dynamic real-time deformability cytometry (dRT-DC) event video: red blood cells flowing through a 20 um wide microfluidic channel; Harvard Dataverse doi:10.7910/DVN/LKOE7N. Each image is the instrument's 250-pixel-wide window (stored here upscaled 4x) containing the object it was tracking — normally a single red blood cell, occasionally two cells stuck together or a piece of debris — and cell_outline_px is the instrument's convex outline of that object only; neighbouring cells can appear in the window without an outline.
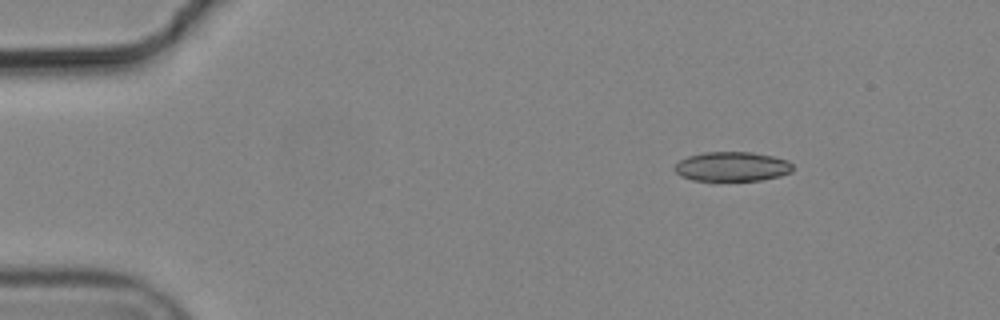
{"species": "common noctule bat (a hibernating species)", "species_latin": "Nyctalus noctula", "temperature_condition": "cold", "stored_images_in_passage": 6, "camera_frame_rate_fps": 3000, "um_per_image_px": 0.085, "animal": {"sex": "male", "body_mass_g": 19.2, "forearm_length_mm": 51.8}, "frame": {"image": 1, "passage_image": 1, "time_ms": 0.0, "image_size_px": [1000, 320], "cell_outline_px": [[792, 172], [780, 176], [760, 180], [712, 184], [692, 180], [680, 176], [676, 172], [676, 164], [680, 160], [688, 156], [704, 152], [752, 152], [772, 156], [788, 160], [792, 164]], "centroid_in_image_um": [62.2, 14.21], "position_along_channel_um": 22.8, "area_um2": 21.15}}
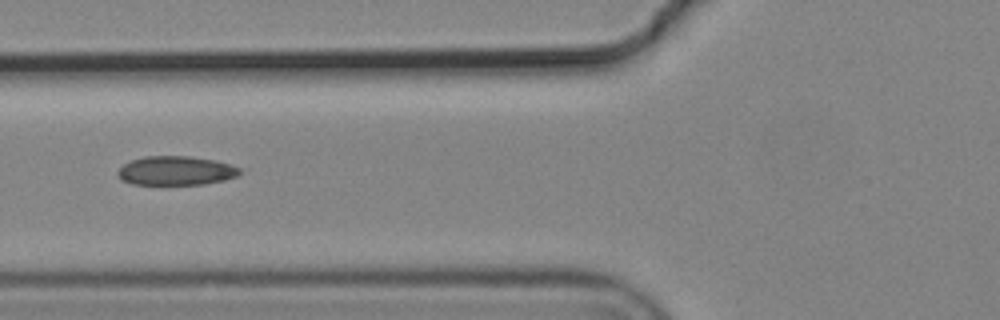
{"frame": {"image": 2, "passage_image": 5, "time_ms": 1.333, "image_size_px": [1000, 320], "cell_outline_px": [[240, 172], [236, 176], [224, 180], [204, 184], [132, 184], [120, 180], [116, 172], [124, 164], [132, 160], [144, 156], [192, 156], [216, 160], [232, 164], [240, 168]], "centroid_in_image_um": [14.95, 14.5], "position_along_channel_um": 110.9, "area_um2": 20.75}}
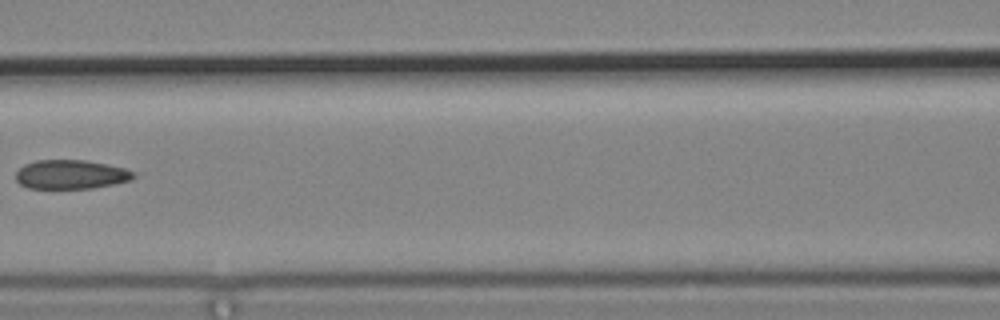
{"frame": {"image": 3, "passage_image": 6, "time_ms": 1.667, "image_size_px": [1000, 320], "cell_outline_px": [[136, 176], [132, 180], [92, 188], [28, 188], [20, 184], [16, 180], [16, 172], [24, 164], [36, 160], [84, 160], [124, 168], [136, 172]], "centroid_in_image_um": [6.02, 14.83], "position_along_channel_um": 160.6, "area_um2": 19.88}}